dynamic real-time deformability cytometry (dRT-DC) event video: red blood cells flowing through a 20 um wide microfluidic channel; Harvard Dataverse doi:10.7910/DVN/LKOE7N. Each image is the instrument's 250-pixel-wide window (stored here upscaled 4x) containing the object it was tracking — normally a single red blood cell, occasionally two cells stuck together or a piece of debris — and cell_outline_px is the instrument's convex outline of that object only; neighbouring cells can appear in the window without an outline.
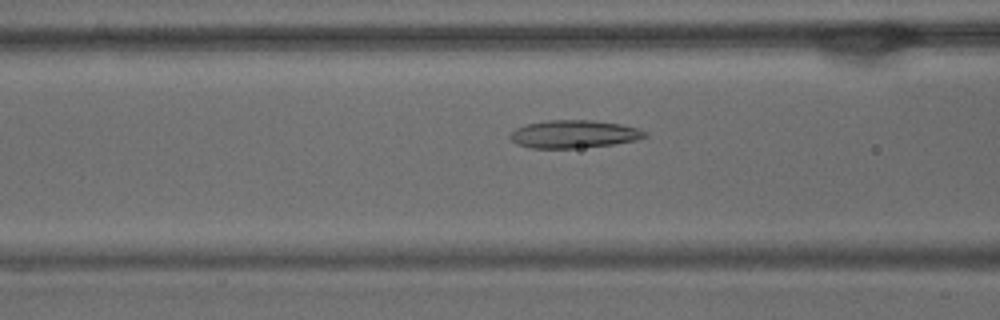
{"species": "common noctule bat (a hibernating species)", "species_latin": "Nyctalus noctula", "temperature_condition": "warm", "stored_images_in_passage": 53, "camera_frame_rate_fps": 3000, "um_per_image_px": 0.085, "animal": {"sex": "male", "body_mass_g": 15.6}, "frame": {"image": 1, "passage_image": 20, "time_ms": 6.333, "image_size_px": [1000, 320], "cell_outline_px": [[648, 136], [636, 140], [612, 144], [572, 148], [532, 148], [516, 144], [508, 136], [516, 128], [528, 124], [548, 120], [592, 120], [620, 124], [640, 128], [648, 132]], "centroid_in_image_um": [48.81, 11.39], "position_along_channel_um": 117.8, "area_um2": 21.79}}
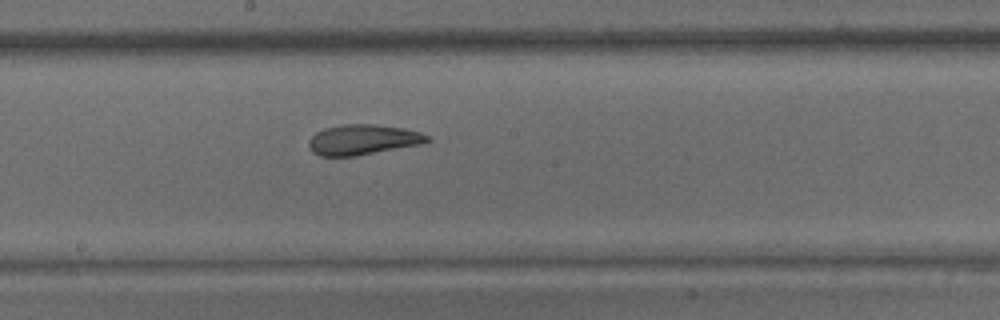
{"frame": {"image": 2, "passage_image": 28, "time_ms": 9.0, "image_size_px": [1000, 320], "cell_outline_px": [[432, 140], [420, 144], [356, 156], [320, 156], [312, 152], [308, 144], [308, 140], [316, 132], [324, 128], [344, 124], [376, 124], [404, 128], [420, 132], [428, 136]], "centroid_in_image_um": [30.83, 11.87], "position_along_channel_um": 217.4, "area_um2": 20.92}}
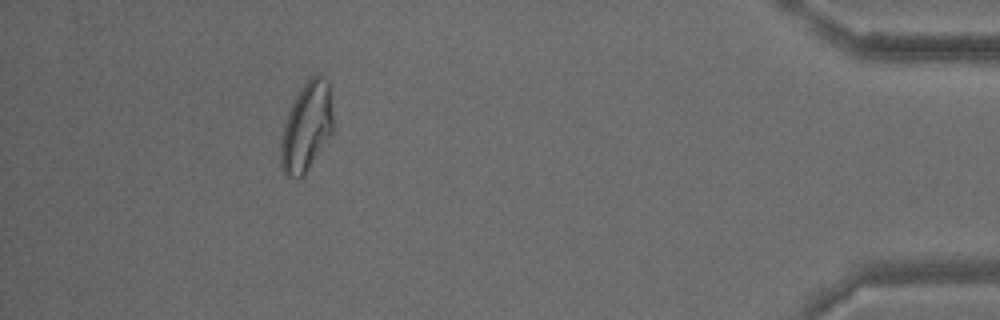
{"frame": {"image": 3, "passage_image": 48, "time_ms": 15.667, "image_size_px": [1000, 320], "cell_outline_px": [[332, 132], [304, 176], [296, 180], [284, 176], [280, 164], [280, 140], [284, 124], [288, 112], [300, 88], [308, 76], [316, 72], [324, 76], [332, 84]], "centroid_in_image_um": [26.06, 10.75], "position_along_channel_um": 409.1, "area_um2": 27.98}, "authors_computed_cell_mechanics": {"area_um2": 23.8136, "velocity_mm_per_s": 3.7291, "shape_relaxation_time_tau1_ms": null, "shape_relaxation_time_tau2_ms": 1.8385, "deformation_change_tau1": null, "deformation_change_tau2": 0.1007}}